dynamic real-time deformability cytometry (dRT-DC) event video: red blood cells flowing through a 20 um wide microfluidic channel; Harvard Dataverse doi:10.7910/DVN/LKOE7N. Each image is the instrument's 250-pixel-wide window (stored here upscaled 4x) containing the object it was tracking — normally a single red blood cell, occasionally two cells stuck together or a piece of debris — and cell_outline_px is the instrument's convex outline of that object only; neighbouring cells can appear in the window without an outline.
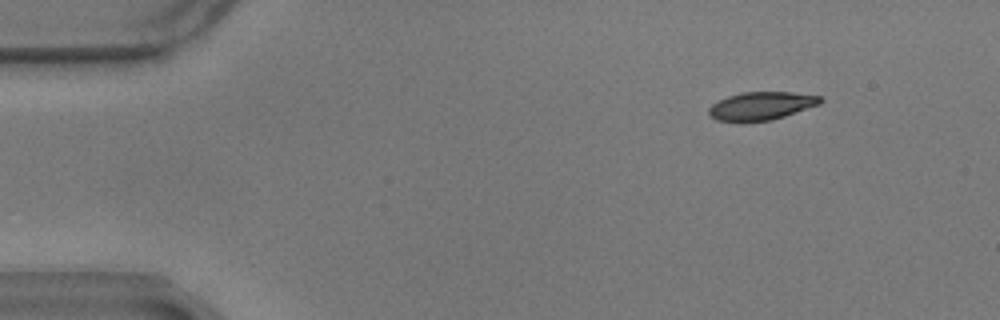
{"species": "common noctule bat (a hibernating species)", "species_latin": "Nyctalus noctula", "temperature_condition": "warm", "stored_images_in_passage": 9, "camera_frame_rate_fps": 3000, "um_per_image_px": 0.085, "animal": {"sex": "male", "body_mass_g": 17.9}, "frame": {"image": 1, "passage_image": 1, "time_ms": 0.0, "image_size_px": [1000, 320], "cell_outline_px": [[824, 100], [820, 104], [772, 120], [716, 120], [708, 116], [708, 108], [712, 104], [728, 96], [740, 92], [792, 92], [820, 96]], "centroid_in_image_um": [64.71, 8.98], "position_along_channel_um": 20.3, "area_um2": 17.98}}